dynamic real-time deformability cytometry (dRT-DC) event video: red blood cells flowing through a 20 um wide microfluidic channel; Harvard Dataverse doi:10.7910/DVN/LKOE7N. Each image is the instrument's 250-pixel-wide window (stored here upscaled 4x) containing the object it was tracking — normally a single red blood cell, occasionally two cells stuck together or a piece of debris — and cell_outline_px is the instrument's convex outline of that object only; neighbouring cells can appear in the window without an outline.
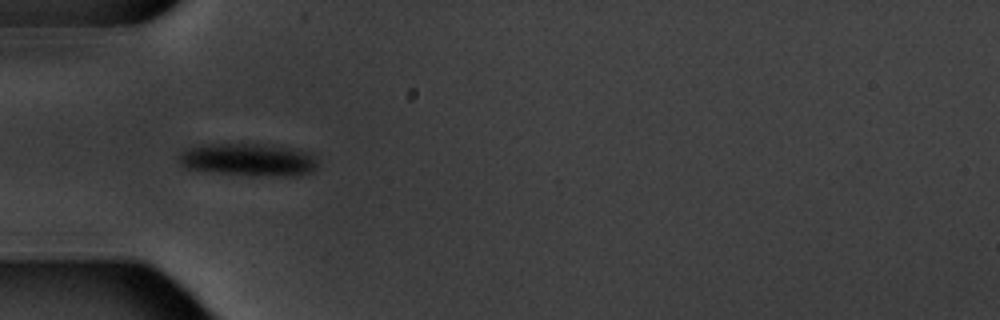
{"species": "common noctule bat (a hibernating species)", "species_latin": "Nyctalus noctula", "temperature_condition": "warm", "stored_images_in_passage": 9, "camera_frame_rate_fps": 3000, "um_per_image_px": 0.085, "animal": {"sex": "male", "body_mass_g": 20.1, "forearm_length_mm": 53.5}, "frame": {"image": 1, "passage_image": 6, "time_ms": 6.667, "image_size_px": [1000, 320], "cell_outline_px": [[316, 168], [312, 172], [300, 176], [248, 176], [184, 168], [180, 164], [180, 156], [188, 148], [208, 144], [272, 144], [300, 148], [312, 152], [316, 160]], "centroid_in_image_um": [21.24, 13.58], "position_along_channel_um": 63.8, "area_um2": 26.93}}